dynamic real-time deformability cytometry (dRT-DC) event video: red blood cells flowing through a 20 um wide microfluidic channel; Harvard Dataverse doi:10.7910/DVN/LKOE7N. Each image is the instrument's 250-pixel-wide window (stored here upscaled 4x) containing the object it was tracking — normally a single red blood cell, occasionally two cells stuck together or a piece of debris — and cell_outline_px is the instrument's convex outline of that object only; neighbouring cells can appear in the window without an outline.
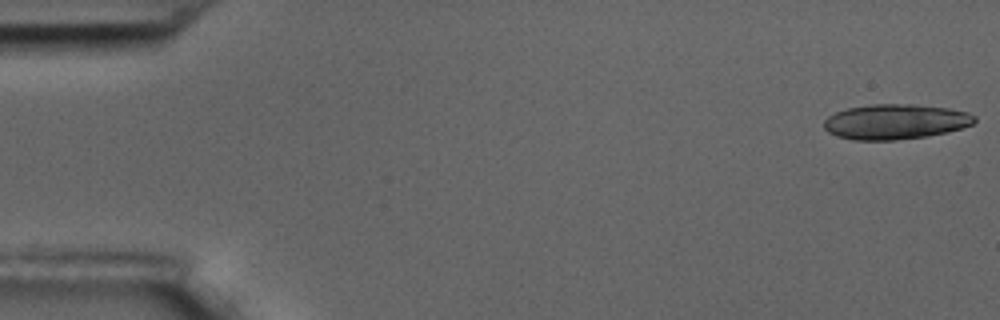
{"species": "common noctule bat (a hibernating species)", "species_latin": "Nyctalus noctula", "temperature_condition": "room temperature", "stored_images_in_passage": 18, "camera_frame_rate_fps": 3000, "um_per_image_px": 0.085, "animal": {"sex": "male", "body_mass_g": 17.5, "forearm_length_mm": 52.3}, "frame": {"image": 1, "passage_image": 1, "time_ms": 0.0, "image_size_px": [1000, 320], "cell_outline_px": [[976, 120], [972, 124], [948, 132], [928, 136], [896, 140], [852, 140], [836, 136], [828, 132], [824, 128], [824, 120], [828, 116], [836, 112], [848, 108], [872, 104], [916, 104], [948, 108], [968, 112], [976, 116]], "centroid_in_image_um": [76.1, 10.35], "position_along_channel_um": 8.9, "area_um2": 30.98}}